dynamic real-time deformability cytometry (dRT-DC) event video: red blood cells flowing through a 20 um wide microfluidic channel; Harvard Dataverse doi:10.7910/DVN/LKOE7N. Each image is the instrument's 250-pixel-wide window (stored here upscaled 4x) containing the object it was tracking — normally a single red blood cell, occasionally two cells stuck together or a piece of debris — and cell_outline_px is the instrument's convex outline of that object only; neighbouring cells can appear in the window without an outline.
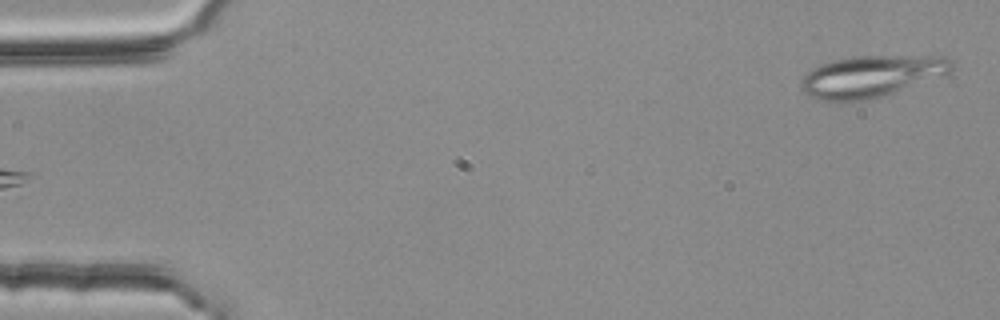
{"species": "common noctule bat (a hibernating species)", "species_latin": "Nyctalus noctula", "temperature_condition": "room temperature", "stored_images_in_passage": 4, "camera_frame_rate_fps": 3000, "um_per_image_px": 0.085, "animal": {"sex": "female", "body_mass_g": 25.1}, "frame": {"image": 1, "passage_image": 4, "time_ms": 1.0, "image_size_px": [1000, 320], "cell_outline_px": [[956, 68], [948, 72], [892, 92], [868, 100], [816, 100], [808, 96], [800, 88], [800, 80], [812, 68], [820, 64], [852, 56], [944, 56], [952, 60], [956, 64]], "centroid_in_image_um": [74.01, 6.46], "position_along_channel_um": 11.0, "area_um2": 35.95}}